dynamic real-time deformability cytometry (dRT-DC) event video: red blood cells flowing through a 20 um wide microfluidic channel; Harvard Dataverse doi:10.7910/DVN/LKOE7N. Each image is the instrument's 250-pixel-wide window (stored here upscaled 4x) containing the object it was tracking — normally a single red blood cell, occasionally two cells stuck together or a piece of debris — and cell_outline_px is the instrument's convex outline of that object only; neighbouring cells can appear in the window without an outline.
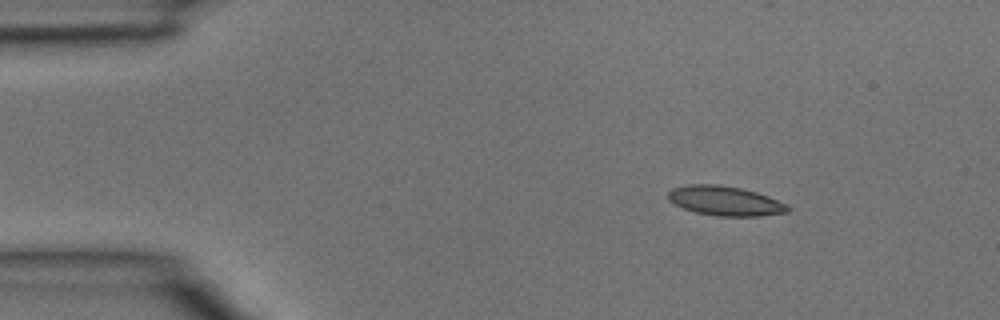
{"species": "common noctule bat (a hibernating species)", "species_latin": "Nyctalus noctula", "temperature_condition": "room temperature", "stored_images_in_passage": 3, "camera_frame_rate_fps": 3000, "um_per_image_px": 0.085, "animal": {"sex": "male", "body_mass_g": 15.6}, "frame": {"image": 1, "passage_image": 1, "time_ms": 0.0, "image_size_px": [1000, 320], "cell_outline_px": [[792, 208], [788, 212], [760, 216], [716, 216], [696, 212], [684, 208], [668, 200], [668, 192], [672, 188], [688, 184], [716, 184], [740, 188], [756, 192], [768, 196], [788, 204]], "centroid_in_image_um": [61.66, 17.07], "position_along_channel_um": 23.3, "area_um2": 20.63}}
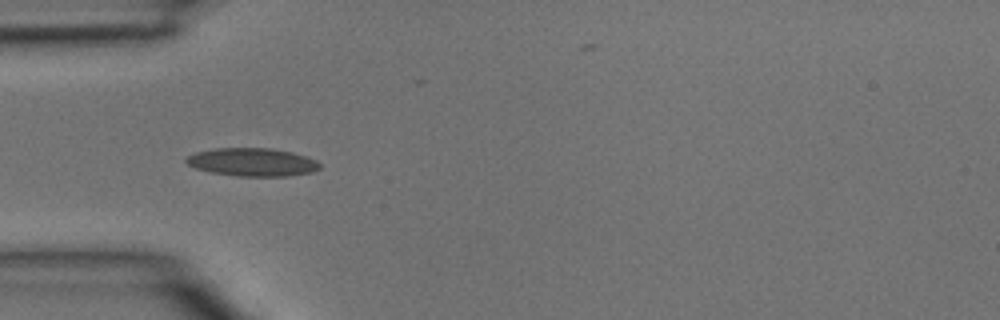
{"frame": {"image": 2, "passage_image": 3, "time_ms": 0.667, "image_size_px": [1000, 320], "cell_outline_px": [[320, 168], [312, 172], [288, 176], [236, 176], [212, 172], [196, 168], [188, 164], [184, 160], [188, 156], [196, 152], [212, 148], [272, 148], [292, 152], [316, 160], [320, 164]], "centroid_in_image_um": [21.45, 13.77], "position_along_channel_um": 63.6, "area_um2": 21.85}}